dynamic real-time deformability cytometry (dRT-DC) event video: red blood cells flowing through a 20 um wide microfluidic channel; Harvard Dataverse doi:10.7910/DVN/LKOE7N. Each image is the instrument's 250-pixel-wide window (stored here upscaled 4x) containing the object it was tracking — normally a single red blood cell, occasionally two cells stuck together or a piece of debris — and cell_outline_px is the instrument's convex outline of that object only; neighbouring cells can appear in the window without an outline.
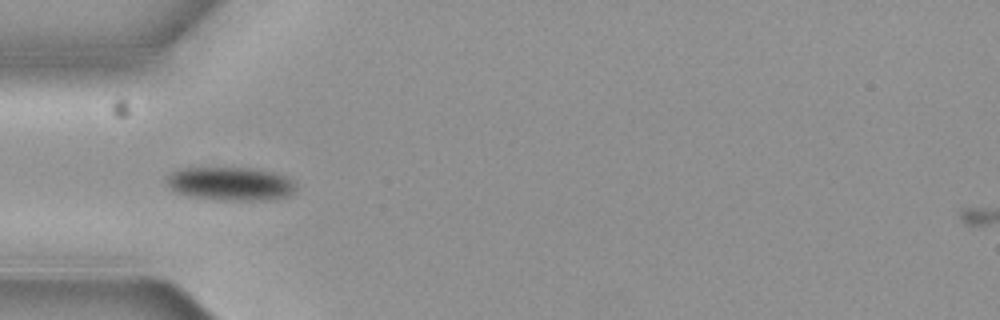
{"species": "common noctule bat (a hibernating species)", "species_latin": "Nyctalus noctula", "temperature_condition": "cold", "stored_images_in_passage": 7, "camera_frame_rate_fps": 3000, "um_per_image_px": 0.085, "animal": {"sex": "female", "body_mass_g": 19.3, "forearm_length_mm": 54.1}, "frame": {"image": 1, "passage_image": 1, "time_ms": 0.0, "image_size_px": [1000, 320], "cell_outline_px": [[296, 188], [288, 196], [264, 200], [224, 200], [188, 196], [176, 192], [168, 184], [168, 176], [172, 172], [184, 168], [248, 168], [272, 172], [288, 176], [296, 184]], "centroid_in_image_um": [19.63, 15.62], "position_along_channel_um": 65.4, "area_um2": 24.97}}
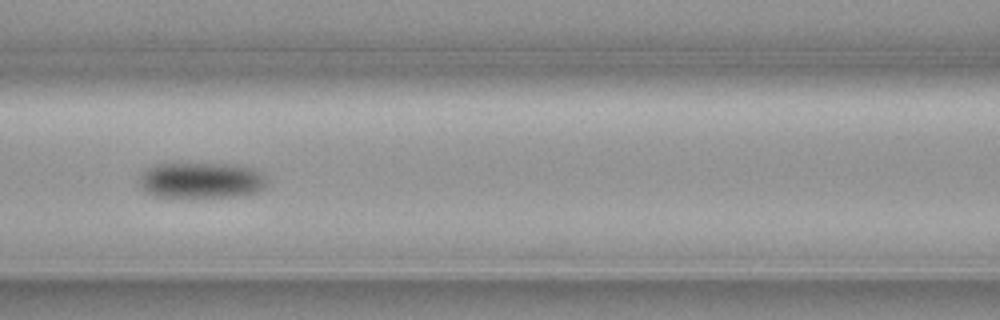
{"frame": {"image": 2, "passage_image": 3, "time_ms": 0.667, "image_size_px": [1000, 320], "cell_outline_px": [[264, 184], [256, 192], [236, 196], [156, 196], [140, 188], [140, 176], [152, 164], [236, 164], [252, 168], [264, 180]], "centroid_in_image_um": [17.02, 15.31], "position_along_channel_um": 149.6, "area_um2": 25.84}}
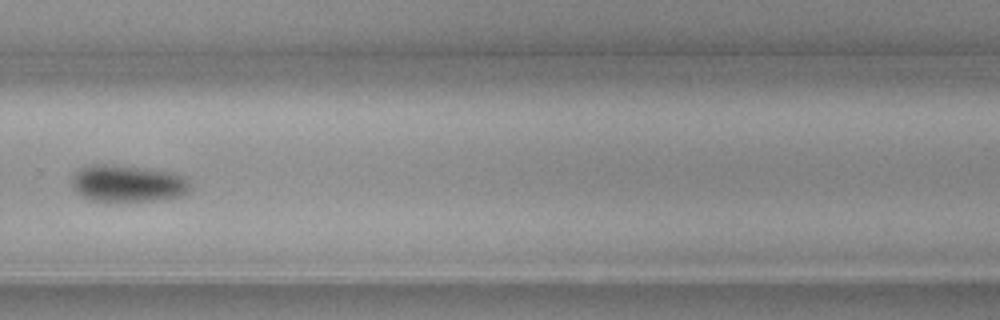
{"frame": {"image": 3, "passage_image": 7, "time_ms": 2.0, "image_size_px": [1000, 320], "cell_outline_px": [[192, 188], [188, 192], [180, 196], [156, 200], [88, 200], [80, 196], [76, 192], [72, 184], [72, 176], [80, 168], [88, 164], [104, 164], [168, 172], [180, 176], [188, 180]], "centroid_in_image_um": [10.81, 15.6], "position_along_channel_um": 319.0, "area_um2": 24.91}}